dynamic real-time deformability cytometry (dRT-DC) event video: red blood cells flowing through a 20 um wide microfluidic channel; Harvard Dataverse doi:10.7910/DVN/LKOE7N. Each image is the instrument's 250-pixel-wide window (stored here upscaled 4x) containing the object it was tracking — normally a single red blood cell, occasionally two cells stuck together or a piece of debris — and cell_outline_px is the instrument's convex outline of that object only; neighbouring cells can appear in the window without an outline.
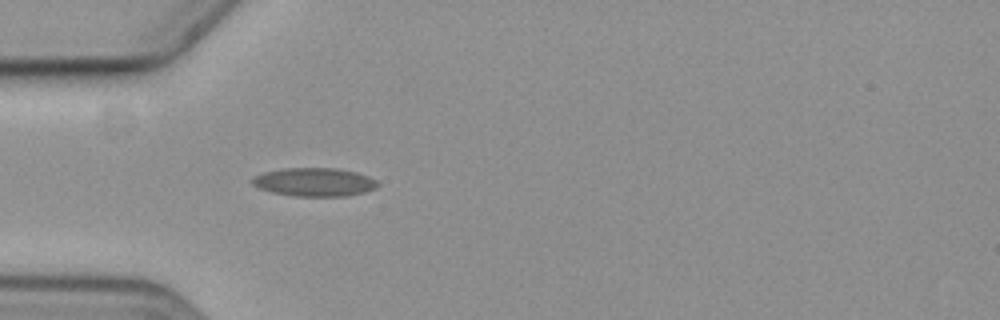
{"species": "common noctule bat (a hibernating species)", "species_latin": "Nyctalus noctula", "temperature_condition": "cold", "stored_images_in_passage": 4, "camera_frame_rate_fps": 3000, "um_per_image_px": 0.085, "animal": {"sex": "female", "body_mass_g": 19.3, "forearm_length_mm": 54.1}, "frame": {"image": 1, "passage_image": 4, "time_ms": 3.667, "image_size_px": [1000, 320], "cell_outline_px": [[380, 184], [376, 188], [364, 192], [344, 196], [296, 196], [272, 192], [260, 188], [252, 184], [252, 176], [264, 172], [284, 168], [336, 168], [356, 172], [368, 176], [376, 180]], "centroid_in_image_um": [26.73, 15.47], "position_along_channel_um": 58.3, "area_um2": 20.75}}